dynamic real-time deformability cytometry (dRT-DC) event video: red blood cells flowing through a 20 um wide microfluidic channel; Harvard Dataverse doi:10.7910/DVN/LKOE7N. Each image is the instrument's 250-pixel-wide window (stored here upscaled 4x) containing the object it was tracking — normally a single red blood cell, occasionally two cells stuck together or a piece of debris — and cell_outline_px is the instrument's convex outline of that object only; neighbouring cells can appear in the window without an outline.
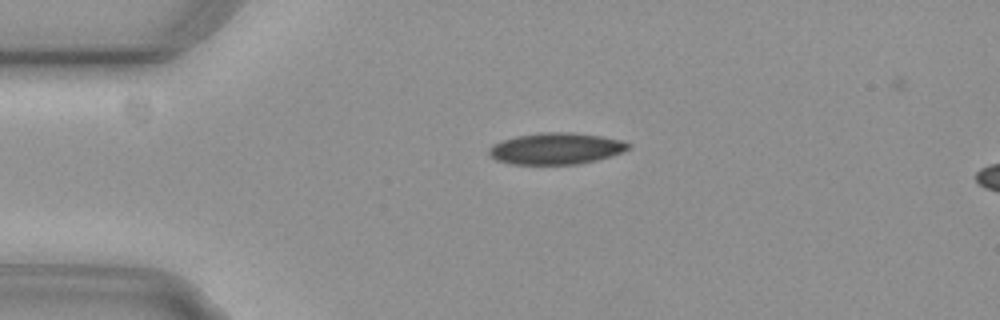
{"species": "common noctule bat (a hibernating species)", "species_latin": "Nyctalus noctula", "temperature_condition": "cold", "stored_images_in_passage": 3, "camera_frame_rate_fps": 3000, "um_per_image_px": 0.085, "animal": {"sex": "female", "body_mass_g": 29.2, "forearm_length_mm": 56.3}, "frame": {"image": 1, "passage_image": 3, "time_ms": 0.667, "image_size_px": [1000, 320], "cell_outline_px": [[632, 144], [628, 148], [620, 152], [596, 160], [580, 164], [512, 164], [496, 160], [488, 152], [488, 148], [492, 144], [516, 136], [540, 132], [572, 132], [600, 136], [620, 140]], "centroid_in_image_um": [47.22, 12.62], "position_along_channel_um": 37.8, "area_um2": 25.37}}